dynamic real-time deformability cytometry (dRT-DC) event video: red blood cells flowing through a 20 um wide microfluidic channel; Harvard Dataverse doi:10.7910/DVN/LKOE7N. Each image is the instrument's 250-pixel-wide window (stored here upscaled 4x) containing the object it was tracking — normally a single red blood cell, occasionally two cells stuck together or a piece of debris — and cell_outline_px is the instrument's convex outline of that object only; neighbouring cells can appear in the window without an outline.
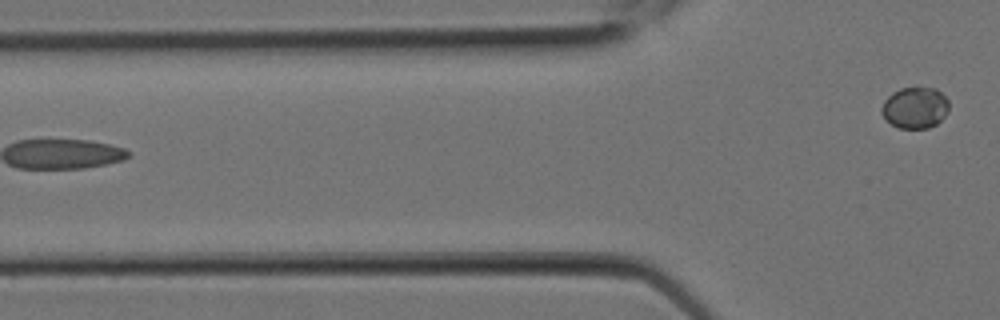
{"species": "Egyptian fruit bat (a non-hibernating species)", "species_latin": "Rousettus aegyptiacus", "temperature_condition": "room temperature", "stored_images_in_passage": 3, "segment_of_instrument_passage": [2, 2], "camera_frame_rate_fps": 3000, "um_per_image_px": 0.085, "animal": {"sex": "female"}, "frame": {"image": 1, "passage_image": 3, "time_ms": 0.667, "image_size_px": [1000, 320], "cell_outline_px": [[948, 112], [936, 124], [928, 128], [900, 128], [884, 120], [880, 112], [880, 108], [884, 100], [892, 92], [900, 88], [936, 88], [948, 100]], "centroid_in_image_um": [77.74, 9.16], "position_along_channel_um": 48.1, "area_um2": 16.3}}